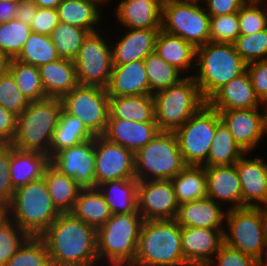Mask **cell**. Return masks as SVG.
Returning <instances> with one entry per match:
<instances>
[{
	"mask_svg": "<svg viewBox=\"0 0 267 266\" xmlns=\"http://www.w3.org/2000/svg\"><path fill=\"white\" fill-rule=\"evenodd\" d=\"M71 213L96 230L101 228L112 215L97 188H82Z\"/></svg>",
	"mask_w": 267,
	"mask_h": 266,
	"instance_id": "1f68e13d",
	"label": "cell"
},
{
	"mask_svg": "<svg viewBox=\"0 0 267 266\" xmlns=\"http://www.w3.org/2000/svg\"><path fill=\"white\" fill-rule=\"evenodd\" d=\"M8 217V208L0 205V225Z\"/></svg>",
	"mask_w": 267,
	"mask_h": 266,
	"instance_id": "94428289",
	"label": "cell"
},
{
	"mask_svg": "<svg viewBox=\"0 0 267 266\" xmlns=\"http://www.w3.org/2000/svg\"><path fill=\"white\" fill-rule=\"evenodd\" d=\"M236 52L249 64L267 59V28L253 34H240L233 43Z\"/></svg>",
	"mask_w": 267,
	"mask_h": 266,
	"instance_id": "ee69618b",
	"label": "cell"
},
{
	"mask_svg": "<svg viewBox=\"0 0 267 266\" xmlns=\"http://www.w3.org/2000/svg\"><path fill=\"white\" fill-rule=\"evenodd\" d=\"M160 133L156 122H137L108 118L103 137L134 154Z\"/></svg>",
	"mask_w": 267,
	"mask_h": 266,
	"instance_id": "ffe728a7",
	"label": "cell"
},
{
	"mask_svg": "<svg viewBox=\"0 0 267 266\" xmlns=\"http://www.w3.org/2000/svg\"><path fill=\"white\" fill-rule=\"evenodd\" d=\"M20 0H0V23L15 19Z\"/></svg>",
	"mask_w": 267,
	"mask_h": 266,
	"instance_id": "6f0895ef",
	"label": "cell"
},
{
	"mask_svg": "<svg viewBox=\"0 0 267 266\" xmlns=\"http://www.w3.org/2000/svg\"><path fill=\"white\" fill-rule=\"evenodd\" d=\"M263 266H267V257H266V259H265V261L263 263Z\"/></svg>",
	"mask_w": 267,
	"mask_h": 266,
	"instance_id": "a7ac6f4b",
	"label": "cell"
},
{
	"mask_svg": "<svg viewBox=\"0 0 267 266\" xmlns=\"http://www.w3.org/2000/svg\"><path fill=\"white\" fill-rule=\"evenodd\" d=\"M31 32L29 24L16 18L0 23V50L11 59H15L20 54Z\"/></svg>",
	"mask_w": 267,
	"mask_h": 266,
	"instance_id": "7bdbcfd3",
	"label": "cell"
},
{
	"mask_svg": "<svg viewBox=\"0 0 267 266\" xmlns=\"http://www.w3.org/2000/svg\"><path fill=\"white\" fill-rule=\"evenodd\" d=\"M2 145H4V143L0 140V147H1Z\"/></svg>",
	"mask_w": 267,
	"mask_h": 266,
	"instance_id": "89a4df30",
	"label": "cell"
},
{
	"mask_svg": "<svg viewBox=\"0 0 267 266\" xmlns=\"http://www.w3.org/2000/svg\"><path fill=\"white\" fill-rule=\"evenodd\" d=\"M135 178L134 153L101 136H95L96 187L108 180Z\"/></svg>",
	"mask_w": 267,
	"mask_h": 266,
	"instance_id": "5bb4252c",
	"label": "cell"
},
{
	"mask_svg": "<svg viewBox=\"0 0 267 266\" xmlns=\"http://www.w3.org/2000/svg\"><path fill=\"white\" fill-rule=\"evenodd\" d=\"M17 117L0 105V140L4 144H11L17 129Z\"/></svg>",
	"mask_w": 267,
	"mask_h": 266,
	"instance_id": "11a10c76",
	"label": "cell"
},
{
	"mask_svg": "<svg viewBox=\"0 0 267 266\" xmlns=\"http://www.w3.org/2000/svg\"><path fill=\"white\" fill-rule=\"evenodd\" d=\"M7 266H52L46 243L40 236H29Z\"/></svg>",
	"mask_w": 267,
	"mask_h": 266,
	"instance_id": "b9f144b4",
	"label": "cell"
},
{
	"mask_svg": "<svg viewBox=\"0 0 267 266\" xmlns=\"http://www.w3.org/2000/svg\"><path fill=\"white\" fill-rule=\"evenodd\" d=\"M139 181L136 178L108 180L96 188L108 204L111 214H129L137 210V189Z\"/></svg>",
	"mask_w": 267,
	"mask_h": 266,
	"instance_id": "f546056e",
	"label": "cell"
},
{
	"mask_svg": "<svg viewBox=\"0 0 267 266\" xmlns=\"http://www.w3.org/2000/svg\"><path fill=\"white\" fill-rule=\"evenodd\" d=\"M248 0H205V10L210 16L238 13Z\"/></svg>",
	"mask_w": 267,
	"mask_h": 266,
	"instance_id": "db71d44e",
	"label": "cell"
},
{
	"mask_svg": "<svg viewBox=\"0 0 267 266\" xmlns=\"http://www.w3.org/2000/svg\"><path fill=\"white\" fill-rule=\"evenodd\" d=\"M171 182L179 205L207 197L206 173L202 165H187Z\"/></svg>",
	"mask_w": 267,
	"mask_h": 266,
	"instance_id": "d590c367",
	"label": "cell"
},
{
	"mask_svg": "<svg viewBox=\"0 0 267 266\" xmlns=\"http://www.w3.org/2000/svg\"><path fill=\"white\" fill-rule=\"evenodd\" d=\"M43 178L56 209L60 213L71 212L82 188L73 178L61 173L51 163L46 168Z\"/></svg>",
	"mask_w": 267,
	"mask_h": 266,
	"instance_id": "836d02e7",
	"label": "cell"
},
{
	"mask_svg": "<svg viewBox=\"0 0 267 266\" xmlns=\"http://www.w3.org/2000/svg\"><path fill=\"white\" fill-rule=\"evenodd\" d=\"M99 31L89 33L73 60L79 85L107 88L112 73V49Z\"/></svg>",
	"mask_w": 267,
	"mask_h": 266,
	"instance_id": "4fadbf2b",
	"label": "cell"
},
{
	"mask_svg": "<svg viewBox=\"0 0 267 266\" xmlns=\"http://www.w3.org/2000/svg\"><path fill=\"white\" fill-rule=\"evenodd\" d=\"M162 5L159 0H121L115 15L127 29H161Z\"/></svg>",
	"mask_w": 267,
	"mask_h": 266,
	"instance_id": "603a6c76",
	"label": "cell"
},
{
	"mask_svg": "<svg viewBox=\"0 0 267 266\" xmlns=\"http://www.w3.org/2000/svg\"><path fill=\"white\" fill-rule=\"evenodd\" d=\"M131 266H189L182 253L181 226L175 219L143 221Z\"/></svg>",
	"mask_w": 267,
	"mask_h": 266,
	"instance_id": "7a4b0ae2",
	"label": "cell"
},
{
	"mask_svg": "<svg viewBox=\"0 0 267 266\" xmlns=\"http://www.w3.org/2000/svg\"><path fill=\"white\" fill-rule=\"evenodd\" d=\"M63 104L60 98L47 97L29 102L17 117V129L11 145L24 151L49 155L50 144Z\"/></svg>",
	"mask_w": 267,
	"mask_h": 266,
	"instance_id": "277c9868",
	"label": "cell"
},
{
	"mask_svg": "<svg viewBox=\"0 0 267 266\" xmlns=\"http://www.w3.org/2000/svg\"><path fill=\"white\" fill-rule=\"evenodd\" d=\"M207 104L215 110H229L258 108L262 102L256 96L246 70L219 88L207 100Z\"/></svg>",
	"mask_w": 267,
	"mask_h": 266,
	"instance_id": "44dd1931",
	"label": "cell"
},
{
	"mask_svg": "<svg viewBox=\"0 0 267 266\" xmlns=\"http://www.w3.org/2000/svg\"><path fill=\"white\" fill-rule=\"evenodd\" d=\"M210 15L197 3L171 0L162 5L161 30L195 47L210 42Z\"/></svg>",
	"mask_w": 267,
	"mask_h": 266,
	"instance_id": "30bf717a",
	"label": "cell"
},
{
	"mask_svg": "<svg viewBox=\"0 0 267 266\" xmlns=\"http://www.w3.org/2000/svg\"><path fill=\"white\" fill-rule=\"evenodd\" d=\"M245 152L235 142L229 128L221 120L210 146L207 160L202 164L204 167L231 166L234 165Z\"/></svg>",
	"mask_w": 267,
	"mask_h": 266,
	"instance_id": "8d00e7d4",
	"label": "cell"
},
{
	"mask_svg": "<svg viewBox=\"0 0 267 266\" xmlns=\"http://www.w3.org/2000/svg\"><path fill=\"white\" fill-rule=\"evenodd\" d=\"M138 181L171 180L187 166L174 132H160L134 154Z\"/></svg>",
	"mask_w": 267,
	"mask_h": 266,
	"instance_id": "9c48e42d",
	"label": "cell"
},
{
	"mask_svg": "<svg viewBox=\"0 0 267 266\" xmlns=\"http://www.w3.org/2000/svg\"><path fill=\"white\" fill-rule=\"evenodd\" d=\"M153 97L160 132H175L207 104L192 76H184L177 84L154 93Z\"/></svg>",
	"mask_w": 267,
	"mask_h": 266,
	"instance_id": "52a82bcc",
	"label": "cell"
},
{
	"mask_svg": "<svg viewBox=\"0 0 267 266\" xmlns=\"http://www.w3.org/2000/svg\"><path fill=\"white\" fill-rule=\"evenodd\" d=\"M90 32L59 21L49 35L60 58L74 60Z\"/></svg>",
	"mask_w": 267,
	"mask_h": 266,
	"instance_id": "ab89813d",
	"label": "cell"
},
{
	"mask_svg": "<svg viewBox=\"0 0 267 266\" xmlns=\"http://www.w3.org/2000/svg\"><path fill=\"white\" fill-rule=\"evenodd\" d=\"M7 208L8 217L29 236H41L60 214L44 178L16 189Z\"/></svg>",
	"mask_w": 267,
	"mask_h": 266,
	"instance_id": "8992f818",
	"label": "cell"
},
{
	"mask_svg": "<svg viewBox=\"0 0 267 266\" xmlns=\"http://www.w3.org/2000/svg\"><path fill=\"white\" fill-rule=\"evenodd\" d=\"M143 61L149 80L150 94L175 85L184 78L178 69L167 63L156 52L148 54Z\"/></svg>",
	"mask_w": 267,
	"mask_h": 266,
	"instance_id": "74e56055",
	"label": "cell"
},
{
	"mask_svg": "<svg viewBox=\"0 0 267 266\" xmlns=\"http://www.w3.org/2000/svg\"><path fill=\"white\" fill-rule=\"evenodd\" d=\"M59 58L50 36L31 32L15 59L39 67Z\"/></svg>",
	"mask_w": 267,
	"mask_h": 266,
	"instance_id": "60d3db41",
	"label": "cell"
},
{
	"mask_svg": "<svg viewBox=\"0 0 267 266\" xmlns=\"http://www.w3.org/2000/svg\"><path fill=\"white\" fill-rule=\"evenodd\" d=\"M96 0H63L57 7L59 21L89 31H99L94 25L102 18ZM97 30H96V29Z\"/></svg>",
	"mask_w": 267,
	"mask_h": 266,
	"instance_id": "d6a6232c",
	"label": "cell"
},
{
	"mask_svg": "<svg viewBox=\"0 0 267 266\" xmlns=\"http://www.w3.org/2000/svg\"><path fill=\"white\" fill-rule=\"evenodd\" d=\"M247 71L256 96L263 102L267 99V59L247 64Z\"/></svg>",
	"mask_w": 267,
	"mask_h": 266,
	"instance_id": "816d5d0a",
	"label": "cell"
},
{
	"mask_svg": "<svg viewBox=\"0 0 267 266\" xmlns=\"http://www.w3.org/2000/svg\"><path fill=\"white\" fill-rule=\"evenodd\" d=\"M246 154L235 163L242 187V207H266L267 162L258 155L245 158Z\"/></svg>",
	"mask_w": 267,
	"mask_h": 266,
	"instance_id": "d6986e66",
	"label": "cell"
},
{
	"mask_svg": "<svg viewBox=\"0 0 267 266\" xmlns=\"http://www.w3.org/2000/svg\"><path fill=\"white\" fill-rule=\"evenodd\" d=\"M108 118L156 122L153 94L110 97Z\"/></svg>",
	"mask_w": 267,
	"mask_h": 266,
	"instance_id": "4dcf8cb0",
	"label": "cell"
},
{
	"mask_svg": "<svg viewBox=\"0 0 267 266\" xmlns=\"http://www.w3.org/2000/svg\"><path fill=\"white\" fill-rule=\"evenodd\" d=\"M177 1H180V2H188V3H197V4H200L202 2V4H204V1L205 0H177Z\"/></svg>",
	"mask_w": 267,
	"mask_h": 266,
	"instance_id": "be15d7a7",
	"label": "cell"
},
{
	"mask_svg": "<svg viewBox=\"0 0 267 266\" xmlns=\"http://www.w3.org/2000/svg\"><path fill=\"white\" fill-rule=\"evenodd\" d=\"M160 29H128L119 41L111 46L112 64L124 65L132 61L144 60L155 52V42Z\"/></svg>",
	"mask_w": 267,
	"mask_h": 266,
	"instance_id": "cb8c5ba5",
	"label": "cell"
},
{
	"mask_svg": "<svg viewBox=\"0 0 267 266\" xmlns=\"http://www.w3.org/2000/svg\"><path fill=\"white\" fill-rule=\"evenodd\" d=\"M93 138L95 136L80 119L62 109L58 125L51 140L49 157L51 158L62 149L78 145Z\"/></svg>",
	"mask_w": 267,
	"mask_h": 266,
	"instance_id": "e575fe53",
	"label": "cell"
},
{
	"mask_svg": "<svg viewBox=\"0 0 267 266\" xmlns=\"http://www.w3.org/2000/svg\"><path fill=\"white\" fill-rule=\"evenodd\" d=\"M210 41L234 43L240 35L238 13L210 16Z\"/></svg>",
	"mask_w": 267,
	"mask_h": 266,
	"instance_id": "c3c4849f",
	"label": "cell"
},
{
	"mask_svg": "<svg viewBox=\"0 0 267 266\" xmlns=\"http://www.w3.org/2000/svg\"><path fill=\"white\" fill-rule=\"evenodd\" d=\"M12 59L0 50V75L9 72Z\"/></svg>",
	"mask_w": 267,
	"mask_h": 266,
	"instance_id": "680465c9",
	"label": "cell"
},
{
	"mask_svg": "<svg viewBox=\"0 0 267 266\" xmlns=\"http://www.w3.org/2000/svg\"><path fill=\"white\" fill-rule=\"evenodd\" d=\"M238 146L250 153L265 135L264 113L258 108L217 110Z\"/></svg>",
	"mask_w": 267,
	"mask_h": 266,
	"instance_id": "e0dca14e",
	"label": "cell"
},
{
	"mask_svg": "<svg viewBox=\"0 0 267 266\" xmlns=\"http://www.w3.org/2000/svg\"><path fill=\"white\" fill-rule=\"evenodd\" d=\"M49 164L48 154L24 151L11 145L9 173L13 188L16 190L30 182L42 179Z\"/></svg>",
	"mask_w": 267,
	"mask_h": 266,
	"instance_id": "4316f807",
	"label": "cell"
},
{
	"mask_svg": "<svg viewBox=\"0 0 267 266\" xmlns=\"http://www.w3.org/2000/svg\"><path fill=\"white\" fill-rule=\"evenodd\" d=\"M225 229L181 227L182 253L189 266H208L224 243Z\"/></svg>",
	"mask_w": 267,
	"mask_h": 266,
	"instance_id": "ac0fdd59",
	"label": "cell"
},
{
	"mask_svg": "<svg viewBox=\"0 0 267 266\" xmlns=\"http://www.w3.org/2000/svg\"><path fill=\"white\" fill-rule=\"evenodd\" d=\"M109 97L150 94L149 80L143 60L113 65L108 87Z\"/></svg>",
	"mask_w": 267,
	"mask_h": 266,
	"instance_id": "d4e9b609",
	"label": "cell"
},
{
	"mask_svg": "<svg viewBox=\"0 0 267 266\" xmlns=\"http://www.w3.org/2000/svg\"><path fill=\"white\" fill-rule=\"evenodd\" d=\"M155 52L181 73L189 69L194 71L196 68L193 64L196 58V47L181 37L161 29L156 38Z\"/></svg>",
	"mask_w": 267,
	"mask_h": 266,
	"instance_id": "f1b7e54d",
	"label": "cell"
},
{
	"mask_svg": "<svg viewBox=\"0 0 267 266\" xmlns=\"http://www.w3.org/2000/svg\"><path fill=\"white\" fill-rule=\"evenodd\" d=\"M161 3H165V2H168V1H171V0H159Z\"/></svg>",
	"mask_w": 267,
	"mask_h": 266,
	"instance_id": "003e7915",
	"label": "cell"
},
{
	"mask_svg": "<svg viewBox=\"0 0 267 266\" xmlns=\"http://www.w3.org/2000/svg\"><path fill=\"white\" fill-rule=\"evenodd\" d=\"M96 1H98L101 4V3H106L109 0H96Z\"/></svg>",
	"mask_w": 267,
	"mask_h": 266,
	"instance_id": "03108f58",
	"label": "cell"
},
{
	"mask_svg": "<svg viewBox=\"0 0 267 266\" xmlns=\"http://www.w3.org/2000/svg\"><path fill=\"white\" fill-rule=\"evenodd\" d=\"M50 163L81 188H96L95 138L60 150L50 158Z\"/></svg>",
	"mask_w": 267,
	"mask_h": 266,
	"instance_id": "2e32d148",
	"label": "cell"
},
{
	"mask_svg": "<svg viewBox=\"0 0 267 266\" xmlns=\"http://www.w3.org/2000/svg\"><path fill=\"white\" fill-rule=\"evenodd\" d=\"M109 98L105 88L78 84L61 101L67 113L80 119L94 136H101L107 127Z\"/></svg>",
	"mask_w": 267,
	"mask_h": 266,
	"instance_id": "7c38bea8",
	"label": "cell"
},
{
	"mask_svg": "<svg viewBox=\"0 0 267 266\" xmlns=\"http://www.w3.org/2000/svg\"><path fill=\"white\" fill-rule=\"evenodd\" d=\"M225 222L224 243L263 264L267 257L264 206L227 209Z\"/></svg>",
	"mask_w": 267,
	"mask_h": 266,
	"instance_id": "ba28073f",
	"label": "cell"
},
{
	"mask_svg": "<svg viewBox=\"0 0 267 266\" xmlns=\"http://www.w3.org/2000/svg\"><path fill=\"white\" fill-rule=\"evenodd\" d=\"M37 10L38 6L32 0H20L19 11L15 18L30 25L36 16Z\"/></svg>",
	"mask_w": 267,
	"mask_h": 266,
	"instance_id": "9f6ffc18",
	"label": "cell"
},
{
	"mask_svg": "<svg viewBox=\"0 0 267 266\" xmlns=\"http://www.w3.org/2000/svg\"><path fill=\"white\" fill-rule=\"evenodd\" d=\"M195 74L192 76L207 101L219 88L247 70V63L232 43L210 41L196 47Z\"/></svg>",
	"mask_w": 267,
	"mask_h": 266,
	"instance_id": "3957f363",
	"label": "cell"
},
{
	"mask_svg": "<svg viewBox=\"0 0 267 266\" xmlns=\"http://www.w3.org/2000/svg\"><path fill=\"white\" fill-rule=\"evenodd\" d=\"M29 100L19 90L10 72L0 75V105L19 116L28 107Z\"/></svg>",
	"mask_w": 267,
	"mask_h": 266,
	"instance_id": "7dc6e473",
	"label": "cell"
},
{
	"mask_svg": "<svg viewBox=\"0 0 267 266\" xmlns=\"http://www.w3.org/2000/svg\"><path fill=\"white\" fill-rule=\"evenodd\" d=\"M207 197L218 204L230 203L228 209L242 207V187L236 165L204 167Z\"/></svg>",
	"mask_w": 267,
	"mask_h": 266,
	"instance_id": "7402d4cb",
	"label": "cell"
},
{
	"mask_svg": "<svg viewBox=\"0 0 267 266\" xmlns=\"http://www.w3.org/2000/svg\"><path fill=\"white\" fill-rule=\"evenodd\" d=\"M216 257V258H215ZM263 266L255 258L223 243L208 266Z\"/></svg>",
	"mask_w": 267,
	"mask_h": 266,
	"instance_id": "681fc988",
	"label": "cell"
},
{
	"mask_svg": "<svg viewBox=\"0 0 267 266\" xmlns=\"http://www.w3.org/2000/svg\"><path fill=\"white\" fill-rule=\"evenodd\" d=\"M221 206L209 197L182 203L175 220L181 227L225 229L221 223L226 219L227 211Z\"/></svg>",
	"mask_w": 267,
	"mask_h": 266,
	"instance_id": "484cf974",
	"label": "cell"
},
{
	"mask_svg": "<svg viewBox=\"0 0 267 266\" xmlns=\"http://www.w3.org/2000/svg\"><path fill=\"white\" fill-rule=\"evenodd\" d=\"M265 0H248L238 12L240 34H253L267 28V8L260 3Z\"/></svg>",
	"mask_w": 267,
	"mask_h": 266,
	"instance_id": "bcb514c9",
	"label": "cell"
},
{
	"mask_svg": "<svg viewBox=\"0 0 267 266\" xmlns=\"http://www.w3.org/2000/svg\"><path fill=\"white\" fill-rule=\"evenodd\" d=\"M58 23L57 9L38 7L36 16L30 24V27L33 33L49 36Z\"/></svg>",
	"mask_w": 267,
	"mask_h": 266,
	"instance_id": "f5cc1de1",
	"label": "cell"
},
{
	"mask_svg": "<svg viewBox=\"0 0 267 266\" xmlns=\"http://www.w3.org/2000/svg\"><path fill=\"white\" fill-rule=\"evenodd\" d=\"M220 121L219 112L205 104L174 132L187 165H202L207 160L217 124Z\"/></svg>",
	"mask_w": 267,
	"mask_h": 266,
	"instance_id": "8fae6325",
	"label": "cell"
},
{
	"mask_svg": "<svg viewBox=\"0 0 267 266\" xmlns=\"http://www.w3.org/2000/svg\"><path fill=\"white\" fill-rule=\"evenodd\" d=\"M52 266H97V230L71 212L60 213L40 236Z\"/></svg>",
	"mask_w": 267,
	"mask_h": 266,
	"instance_id": "6da1fadb",
	"label": "cell"
},
{
	"mask_svg": "<svg viewBox=\"0 0 267 266\" xmlns=\"http://www.w3.org/2000/svg\"><path fill=\"white\" fill-rule=\"evenodd\" d=\"M265 225H266V237H267V206L264 207Z\"/></svg>",
	"mask_w": 267,
	"mask_h": 266,
	"instance_id": "e7e4bbea",
	"label": "cell"
},
{
	"mask_svg": "<svg viewBox=\"0 0 267 266\" xmlns=\"http://www.w3.org/2000/svg\"><path fill=\"white\" fill-rule=\"evenodd\" d=\"M29 235L7 217L0 225V266H7Z\"/></svg>",
	"mask_w": 267,
	"mask_h": 266,
	"instance_id": "f6af8a7d",
	"label": "cell"
},
{
	"mask_svg": "<svg viewBox=\"0 0 267 266\" xmlns=\"http://www.w3.org/2000/svg\"><path fill=\"white\" fill-rule=\"evenodd\" d=\"M9 72L13 75L21 93L30 102L47 98L38 67L12 59Z\"/></svg>",
	"mask_w": 267,
	"mask_h": 266,
	"instance_id": "f35d334b",
	"label": "cell"
},
{
	"mask_svg": "<svg viewBox=\"0 0 267 266\" xmlns=\"http://www.w3.org/2000/svg\"><path fill=\"white\" fill-rule=\"evenodd\" d=\"M11 159V144L0 147V205L8 207L13 199L15 189L9 173Z\"/></svg>",
	"mask_w": 267,
	"mask_h": 266,
	"instance_id": "f907efd6",
	"label": "cell"
},
{
	"mask_svg": "<svg viewBox=\"0 0 267 266\" xmlns=\"http://www.w3.org/2000/svg\"><path fill=\"white\" fill-rule=\"evenodd\" d=\"M143 221L139 212L112 214L97 230L99 264L108 260L110 266H131L136 256Z\"/></svg>",
	"mask_w": 267,
	"mask_h": 266,
	"instance_id": "5b68a950",
	"label": "cell"
},
{
	"mask_svg": "<svg viewBox=\"0 0 267 266\" xmlns=\"http://www.w3.org/2000/svg\"><path fill=\"white\" fill-rule=\"evenodd\" d=\"M261 105L263 106V113H264V123H265V128L267 131V99H265Z\"/></svg>",
	"mask_w": 267,
	"mask_h": 266,
	"instance_id": "6125c7cd",
	"label": "cell"
},
{
	"mask_svg": "<svg viewBox=\"0 0 267 266\" xmlns=\"http://www.w3.org/2000/svg\"><path fill=\"white\" fill-rule=\"evenodd\" d=\"M38 69L46 97L61 99L78 85L73 60L59 58Z\"/></svg>",
	"mask_w": 267,
	"mask_h": 266,
	"instance_id": "83f0119b",
	"label": "cell"
},
{
	"mask_svg": "<svg viewBox=\"0 0 267 266\" xmlns=\"http://www.w3.org/2000/svg\"><path fill=\"white\" fill-rule=\"evenodd\" d=\"M178 207L171 180L139 181L137 210L143 220L175 219Z\"/></svg>",
	"mask_w": 267,
	"mask_h": 266,
	"instance_id": "9a60e30c",
	"label": "cell"
},
{
	"mask_svg": "<svg viewBox=\"0 0 267 266\" xmlns=\"http://www.w3.org/2000/svg\"><path fill=\"white\" fill-rule=\"evenodd\" d=\"M40 8L57 9L63 0H32Z\"/></svg>",
	"mask_w": 267,
	"mask_h": 266,
	"instance_id": "91938a15",
	"label": "cell"
}]
</instances>
